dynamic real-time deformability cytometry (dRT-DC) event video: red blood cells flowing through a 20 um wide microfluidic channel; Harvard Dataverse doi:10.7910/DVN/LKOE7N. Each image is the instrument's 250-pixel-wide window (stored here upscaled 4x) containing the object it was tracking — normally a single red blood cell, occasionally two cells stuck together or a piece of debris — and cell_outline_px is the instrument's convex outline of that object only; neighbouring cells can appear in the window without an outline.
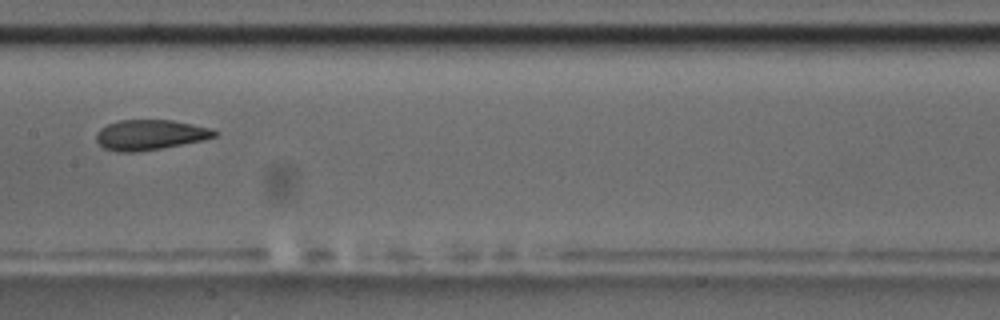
{"species": "common noctule bat (a hibernating species)", "species_latin": "Nyctalus noctula", "temperature_condition": "room temperature", "stored_images_in_passage": 9, "camera_frame_rate_fps": 3000, "um_per_image_px": 0.085, "animal": {"sex": "male", "body_mass_g": 17.5, "forearm_length_mm": 52.3}, "frame": {"image": 1, "passage_image": 8, "time_ms": 9.667, "image_size_px": [1000, 320], "cell_outline_px": [[220, 132], [216, 136], [204, 140], [160, 148], [132, 152], [120, 152], [104, 148], [96, 140], [96, 132], [100, 128], [108, 124], [120, 120], [172, 120], [212, 128]], "centroid_in_image_um": [12.77, 11.45], "position_along_channel_um": 194.6, "area_um2": 20.75}}